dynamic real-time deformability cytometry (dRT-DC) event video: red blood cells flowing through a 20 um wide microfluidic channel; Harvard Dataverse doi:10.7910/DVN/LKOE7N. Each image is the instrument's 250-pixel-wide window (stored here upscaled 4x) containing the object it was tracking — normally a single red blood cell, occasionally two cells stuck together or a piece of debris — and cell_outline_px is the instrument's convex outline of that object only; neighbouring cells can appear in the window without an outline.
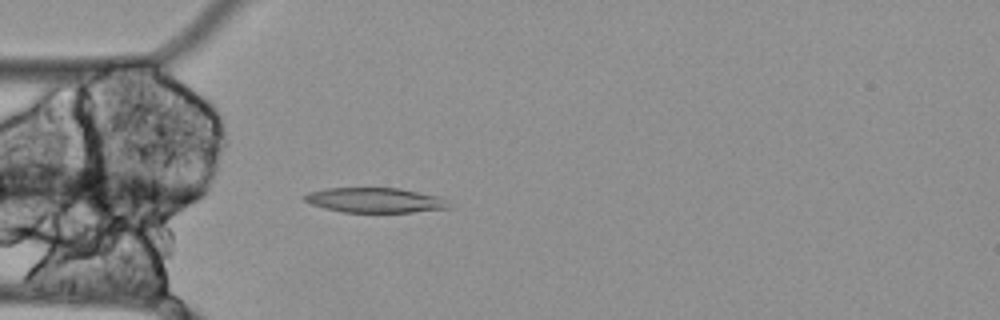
{"species": "Egyptian fruit bat (a non-hibernating species)", "species_latin": "Rousettus aegyptiacus", "temperature_condition": "cold", "stored_images_in_passage": 15, "camera_frame_rate_fps": 3000, "um_per_image_px": 0.085, "animal": {"sex": "female"}, "frame": {"image": 1, "passage_image": 15, "time_ms": 4.667, "image_size_px": [1000, 320], "cell_outline_px": [[452, 208], [412, 212], [344, 212], [324, 208], [312, 204], [304, 200], [300, 196], [308, 192], [324, 188], [400, 188], [440, 196]], "centroid_in_image_um": [31.85, 17.01], "position_along_channel_um": 53.2, "area_um2": 21.04}}